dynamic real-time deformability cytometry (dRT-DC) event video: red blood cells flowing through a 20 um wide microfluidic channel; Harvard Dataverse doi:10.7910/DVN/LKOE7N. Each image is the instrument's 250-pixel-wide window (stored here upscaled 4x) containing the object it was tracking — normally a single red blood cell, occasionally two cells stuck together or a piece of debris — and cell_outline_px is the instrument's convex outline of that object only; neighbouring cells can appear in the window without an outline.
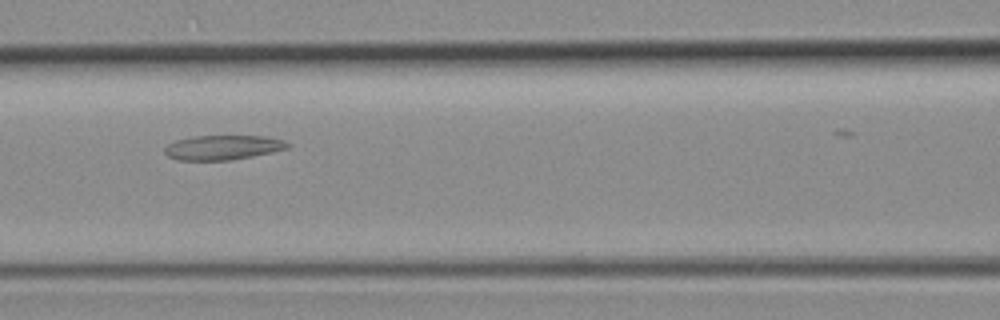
{"species": "common noctule bat (a hibernating species)", "species_latin": "Nyctalus noctula", "temperature_condition": "room temperature", "stored_images_in_passage": 24, "camera_frame_rate_fps": 3000, "um_per_image_px": 0.085, "animal": {"sex": "female", "body_mass_g": 19.3, "forearm_length_mm": 54.1}, "frame": {"image": 1, "passage_image": 8, "time_ms": 2.333, "image_size_px": [1000, 320], "cell_outline_px": [[292, 144], [288, 148], [272, 152], [252, 156], [228, 160], [176, 160], [168, 156], [164, 152], [164, 148], [168, 144], [176, 140], [192, 136], [264, 136], [284, 140]], "centroid_in_image_um": [18.94, 12.53], "position_along_channel_um": 147.7, "area_um2": 17.63}}
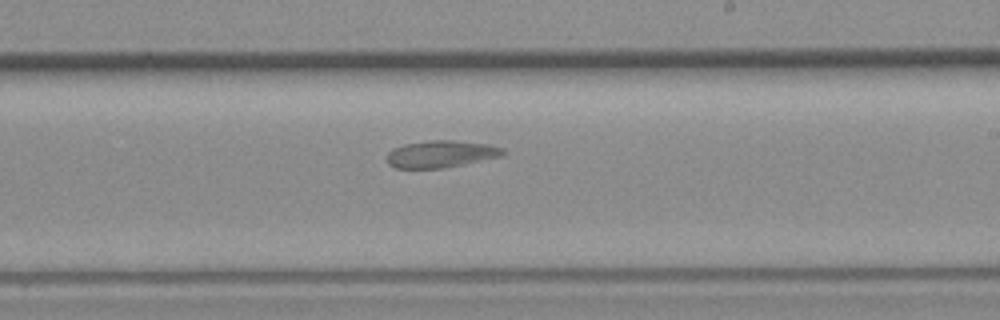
{"frame": {"image": 2, "passage_image": 15, "time_ms": 4.667, "image_size_px": [1000, 320], "cell_outline_px": [[504, 152], [500, 156], [464, 164], [444, 168], [396, 168], [388, 164], [388, 152], [392, 148], [404, 144], [428, 140], [456, 140], [488, 144], [504, 148]], "centroid_in_image_um": [37.46, 13.08], "position_along_channel_um": 251.5, "area_um2": 18.26}}
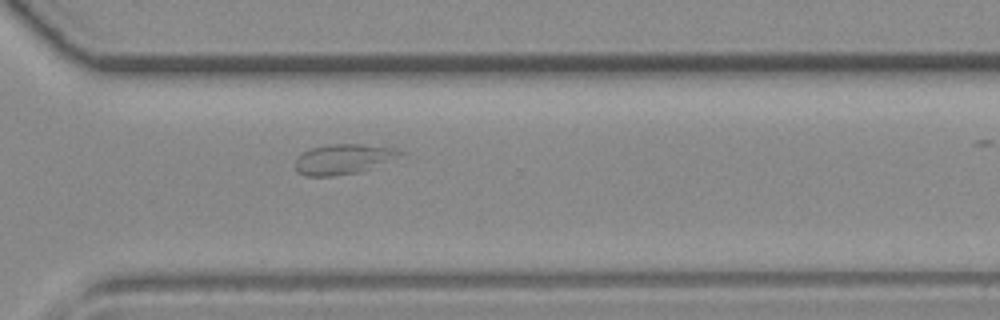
{"frame": {"image": 3, "passage_image": 21, "time_ms": 6.667, "image_size_px": [1000, 320], "cell_outline_px": [[404, 152], [368, 168], [356, 172], [332, 176], [304, 176], [296, 172], [296, 156], [312, 148], [328, 144], [364, 144], [392, 148]], "centroid_in_image_um": [29.03, 13.52], "position_along_channel_um": 341.6, "area_um2": 17.74}}